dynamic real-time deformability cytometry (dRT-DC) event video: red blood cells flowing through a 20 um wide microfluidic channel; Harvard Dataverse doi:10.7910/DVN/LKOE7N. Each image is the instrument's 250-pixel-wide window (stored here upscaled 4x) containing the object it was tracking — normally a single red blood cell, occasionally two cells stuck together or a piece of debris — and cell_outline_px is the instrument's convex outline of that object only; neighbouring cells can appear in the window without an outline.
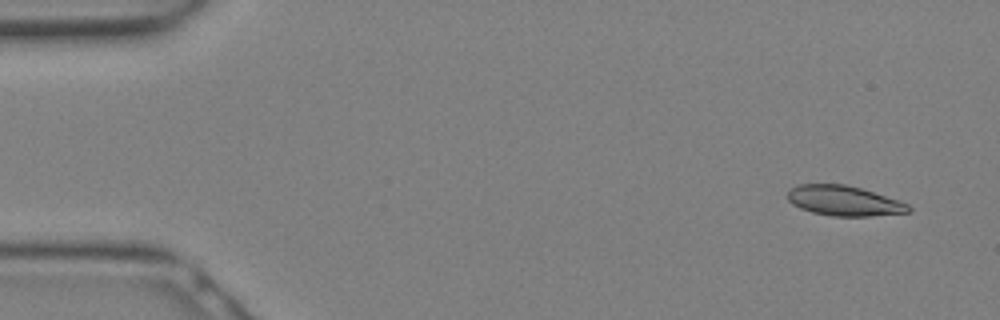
{"species": "Egyptian fruit bat (a non-hibernating species)", "species_latin": "Rousettus aegyptiacus", "temperature_condition": "warm", "stored_images_in_passage": 13, "camera_frame_rate_fps": 3000, "um_per_image_px": 0.085, "animal": {"sex": "female"}, "frame": {"image": 1, "passage_image": 1, "time_ms": 0.0, "image_size_px": [1000, 320], "cell_outline_px": [[912, 212], [872, 216], [832, 216], [812, 212], [800, 208], [792, 204], [788, 200], [788, 192], [796, 184], [844, 184], [860, 188], [908, 204], [912, 208]], "centroid_in_image_um": [71.73, 17.07], "position_along_channel_um": 13.3, "area_um2": 21.04}}
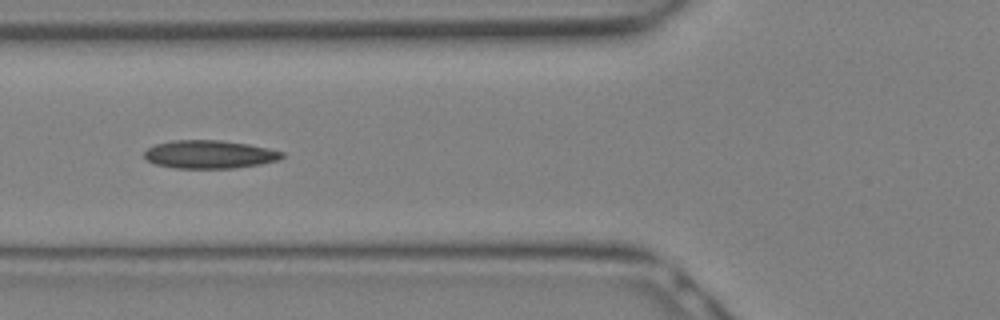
{"frame": {"image": 2, "passage_image": 10, "time_ms": 3.0, "image_size_px": [1000, 320], "cell_outline_px": [[284, 156], [280, 160], [260, 164], [232, 168], [176, 168], [156, 164], [148, 160], [144, 156], [144, 152], [148, 148], [156, 144], [172, 140], [220, 140], [248, 144], [268, 148], [284, 152]], "centroid_in_image_um": [17.83, 13.12], "position_along_channel_um": 108.0, "area_um2": 22.54}}
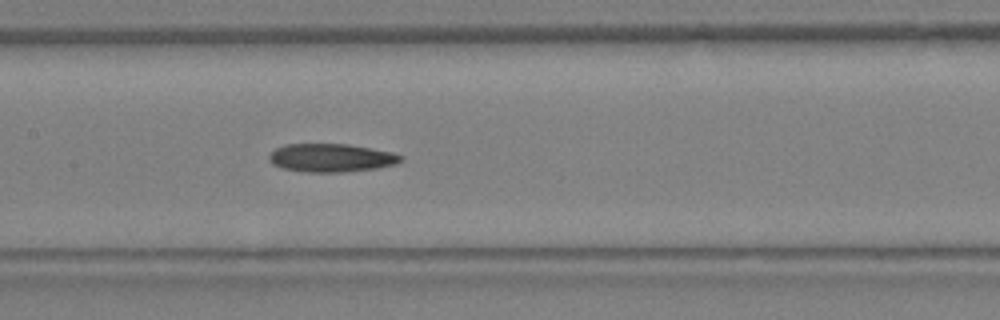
{"frame": {"image": 3, "passage_image": 13, "time_ms": 4.0, "image_size_px": [1000, 320], "cell_outline_px": [[404, 160], [396, 164], [376, 168], [340, 172], [308, 172], [284, 168], [272, 164], [268, 160], [268, 156], [276, 148], [284, 144], [348, 144], [392, 152], [404, 156]], "centroid_in_image_um": [28.16, 13.41], "position_along_channel_um": 179.2, "area_um2": 21.68}}